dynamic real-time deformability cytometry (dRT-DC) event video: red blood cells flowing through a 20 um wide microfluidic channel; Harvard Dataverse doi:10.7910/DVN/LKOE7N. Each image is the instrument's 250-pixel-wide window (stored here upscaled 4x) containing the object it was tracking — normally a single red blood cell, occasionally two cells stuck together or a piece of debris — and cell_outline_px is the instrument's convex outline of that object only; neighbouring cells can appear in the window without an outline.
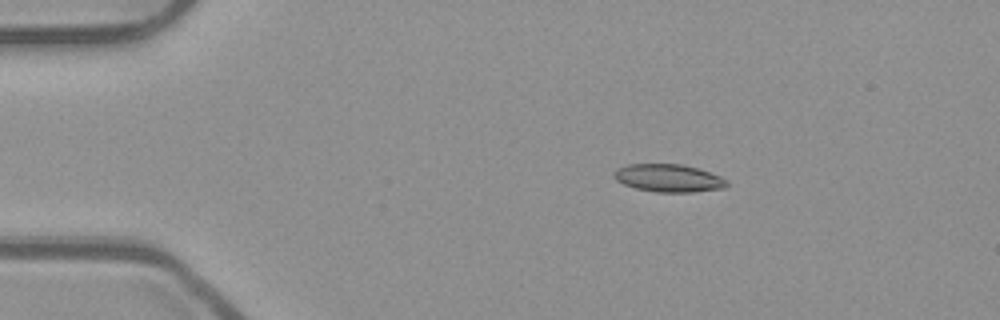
{"species": "common noctule bat (a hibernating species)", "species_latin": "Nyctalus noctula", "temperature_condition": "room temperature", "stored_images_in_passage": 51, "camera_frame_rate_fps": 3000, "um_per_image_px": 0.085, "animal": {"sex": "male", "body_mass_g": 23.1, "forearm_length_mm": 52.7}, "frame": {"image": 1, "passage_image": 7, "time_ms": 2.0, "image_size_px": [1000, 320], "cell_outline_px": [[728, 184], [724, 188], [692, 192], [656, 192], [636, 188], [624, 184], [616, 180], [612, 172], [616, 168], [628, 164], [680, 164], [696, 168], [720, 176], [728, 180]], "centroid_in_image_um": [56.8, 15.14], "position_along_channel_um": 28.2, "area_um2": 18.21}}
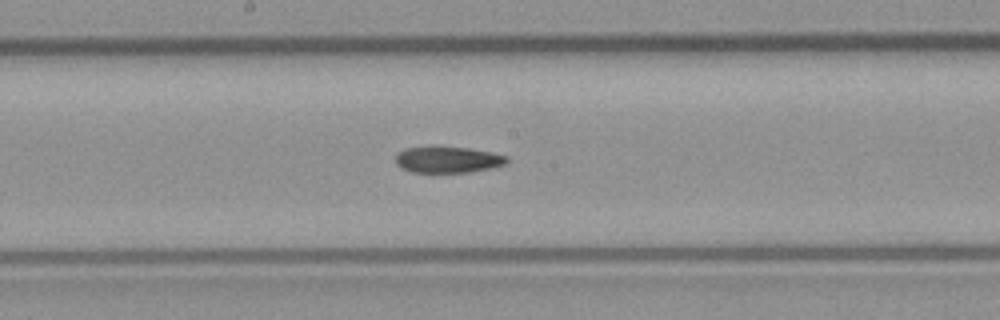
{"frame": {"image": 2, "passage_image": 26, "time_ms": 8.333, "image_size_px": [1000, 320], "cell_outline_px": [[508, 164], [492, 168], [472, 172], [412, 172], [400, 168], [396, 164], [396, 156], [404, 148], [432, 144], [440, 144], [468, 148], [492, 152], [508, 156]], "centroid_in_image_um": [38.06, 13.53], "position_along_channel_um": 210.1, "area_um2": 17.86}}
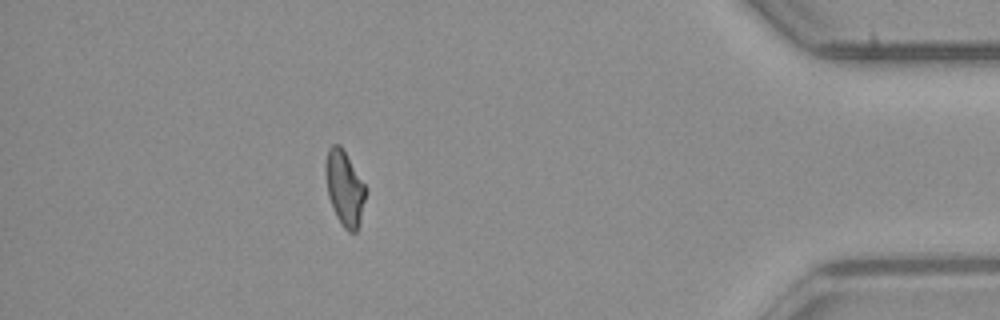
{"frame": {"image": 3, "passage_image": 45, "time_ms": 14.667, "image_size_px": [1000, 320], "cell_outline_px": [[364, 200], [360, 220], [356, 232], [348, 232], [340, 224], [336, 216], [328, 196], [324, 172], [324, 168], [328, 148], [332, 144], [340, 144], [364, 184]], "centroid_in_image_um": [29.24, 15.98], "position_along_channel_um": 406.0, "area_um2": 17.22}, "authors_computed_cell_mechanics": {"area_um2": 17.918, "velocity_mm_per_s": 3.872, "shape_relaxation_time_tau1_ms": null, "shape_relaxation_time_tau2_ms": 11.374, "deformation_change_tau1": null, "deformation_change_tau2": 0.2065}}